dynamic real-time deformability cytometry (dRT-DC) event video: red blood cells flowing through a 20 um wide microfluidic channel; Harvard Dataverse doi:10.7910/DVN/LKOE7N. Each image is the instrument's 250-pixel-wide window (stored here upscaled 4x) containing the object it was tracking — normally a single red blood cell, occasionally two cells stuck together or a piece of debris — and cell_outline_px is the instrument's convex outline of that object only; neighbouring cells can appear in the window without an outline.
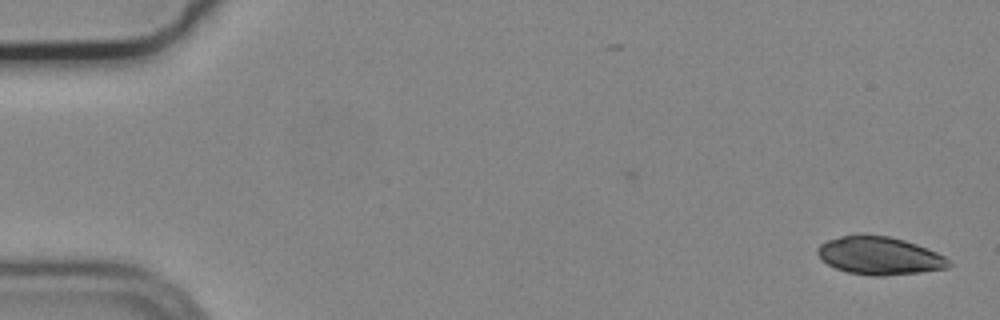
{"species": "common noctule bat (a hibernating species)", "species_latin": "Nyctalus noctula", "temperature_condition": "cold", "stored_images_in_passage": 5, "segment_of_instrument_passage": [1, 2], "camera_frame_rate_fps": 3000, "um_per_image_px": 0.085, "animal": {"sex": "male", "body_mass_g": 19.2, "forearm_length_mm": 51.8}, "frame": {"image": 1, "passage_image": 1, "time_ms": 0.0, "image_size_px": [1000, 320], "cell_outline_px": [[952, 264], [948, 268], [920, 272], [884, 276], [872, 276], [848, 272], [836, 268], [820, 260], [816, 252], [820, 244], [828, 240], [840, 236], [888, 236], [904, 240], [916, 244], [936, 252], [944, 256]], "centroid_in_image_um": [74.75, 21.76], "position_along_channel_um": 10.3, "area_um2": 28.67}}